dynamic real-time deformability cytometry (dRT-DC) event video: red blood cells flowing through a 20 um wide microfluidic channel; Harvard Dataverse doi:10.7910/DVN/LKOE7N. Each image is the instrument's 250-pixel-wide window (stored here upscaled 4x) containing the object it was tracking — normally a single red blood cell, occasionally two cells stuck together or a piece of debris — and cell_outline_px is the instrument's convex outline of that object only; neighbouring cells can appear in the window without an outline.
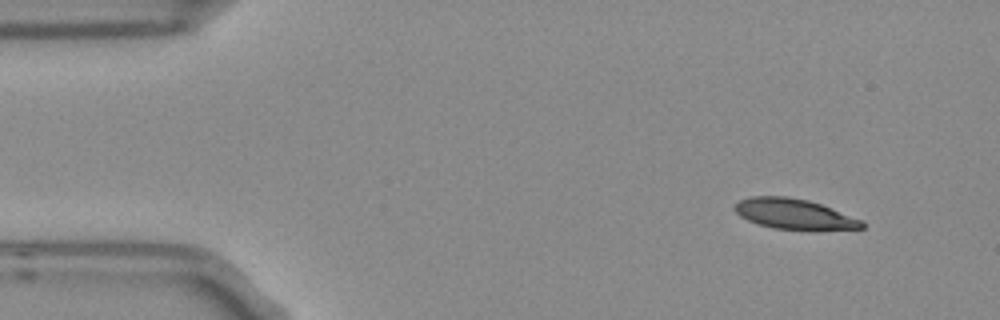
{"species": "Egyptian fruit bat (a non-hibernating species)", "species_latin": "Rousettus aegyptiacus", "temperature_condition": "room temperature", "stored_images_in_passage": 4, "camera_frame_rate_fps": 3000, "um_per_image_px": 0.085, "frame": {"image": 1, "passage_image": 1, "time_ms": 0.0, "image_size_px": [1000, 320], "cell_outline_px": [[864, 228], [816, 232], [812, 232], [772, 228], [748, 220], [740, 216], [736, 212], [736, 204], [740, 200], [752, 196], [788, 196], [808, 200], [820, 204], [860, 220], [864, 224]], "centroid_in_image_um": [67.54, 18.23], "position_along_channel_um": 17.5, "area_um2": 22.77}}